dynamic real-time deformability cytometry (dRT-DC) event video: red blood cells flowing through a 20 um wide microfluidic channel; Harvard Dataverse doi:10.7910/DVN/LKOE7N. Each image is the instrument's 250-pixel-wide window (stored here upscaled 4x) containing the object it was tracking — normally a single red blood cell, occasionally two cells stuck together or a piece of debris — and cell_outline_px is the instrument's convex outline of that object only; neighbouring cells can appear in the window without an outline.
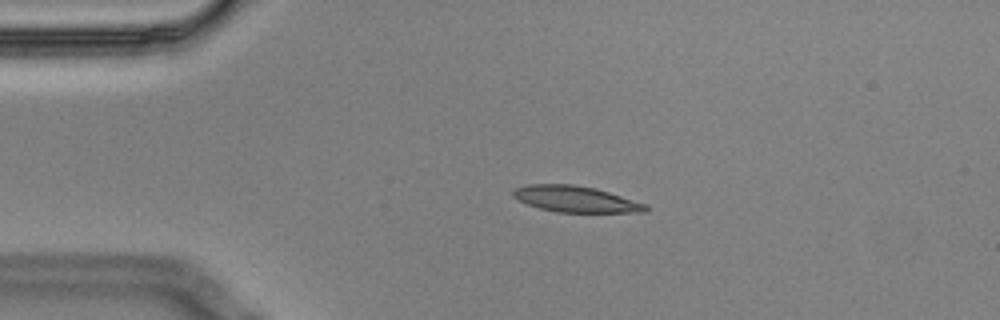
{"species": "Egyptian fruit bat (a non-hibernating species)", "species_latin": "Rousettus aegyptiacus", "temperature_condition": "cold", "stored_images_in_passage": 3, "camera_frame_rate_fps": 3000, "um_per_image_px": 0.085, "animal": {"sex": "male"}, "frame": {"image": 1, "passage_image": 2, "time_ms": 0.333, "image_size_px": [1000, 320], "cell_outline_px": [[648, 212], [556, 212], [540, 208], [528, 204], [512, 196], [512, 188], [528, 184], [572, 184], [596, 188], [648, 204]], "centroid_in_image_um": [48.94, 16.91], "position_along_channel_um": 36.1, "area_um2": 20.29}}